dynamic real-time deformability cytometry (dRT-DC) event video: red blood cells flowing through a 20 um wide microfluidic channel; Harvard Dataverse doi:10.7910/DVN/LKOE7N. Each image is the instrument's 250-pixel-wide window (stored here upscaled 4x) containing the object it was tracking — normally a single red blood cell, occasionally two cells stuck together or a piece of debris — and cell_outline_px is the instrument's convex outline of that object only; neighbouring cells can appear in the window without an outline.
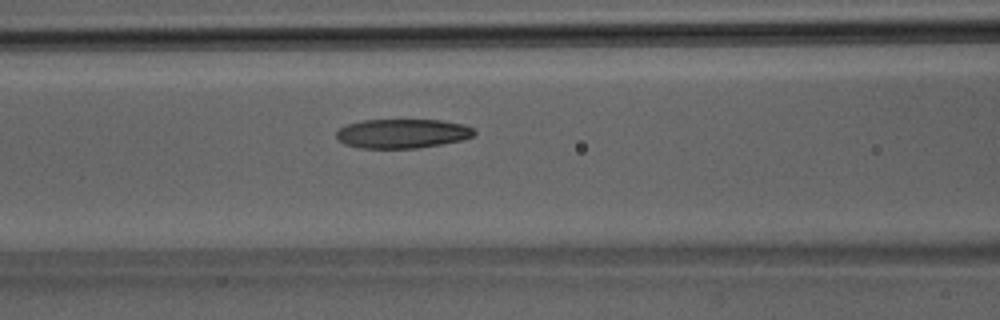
{"species": "Egyptian fruit bat (a non-hibernating species)", "species_latin": "Rousettus aegyptiacus", "temperature_condition": "room temperature", "stored_images_in_passage": 35, "camera_frame_rate_fps": 3000, "um_per_image_px": 0.085, "animal": {"sex": "male"}, "frame": {"image": 1, "passage_image": 12, "time_ms": 3.667, "image_size_px": [1000, 320], "cell_outline_px": [[476, 132], [472, 136], [460, 140], [440, 144], [416, 148], [360, 148], [344, 144], [336, 136], [336, 132], [340, 128], [348, 124], [360, 120], [440, 120], [464, 124], [472, 128]], "centroid_in_image_um": [34.17, 11.34], "position_along_channel_um": 132.4, "area_um2": 23.35}}
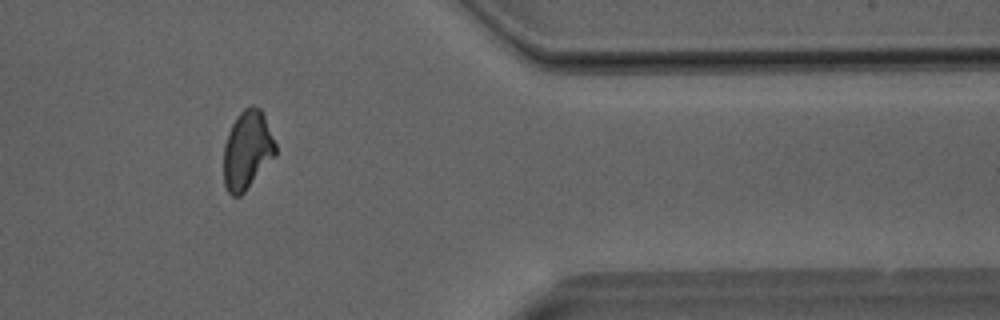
{"frame": {"image": 2, "passage_image": 28, "time_ms": 9.0, "image_size_px": [1000, 320], "cell_outline_px": [[276, 156], [244, 192], [240, 196], [232, 196], [228, 192], [224, 184], [224, 144], [228, 132], [236, 116], [244, 108], [252, 104], [260, 108], [264, 116], [276, 144]], "centroid_in_image_um": [21.01, 12.75], "position_along_channel_um": 390.4, "area_um2": 23.81}}
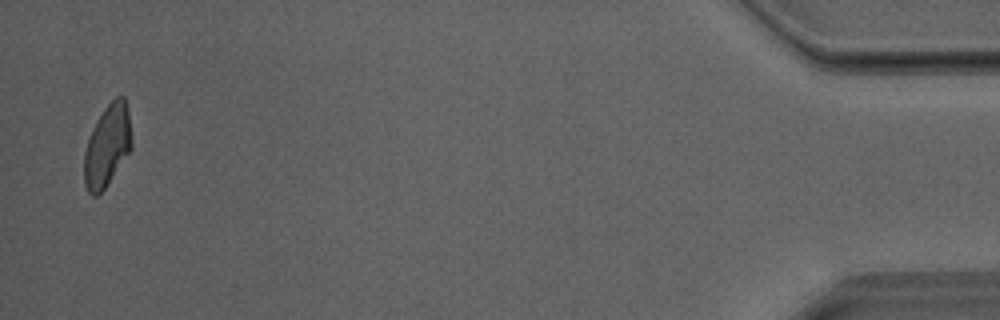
{"frame": {"image": 3, "passage_image": 34, "time_ms": 11.0, "image_size_px": [1000, 320], "cell_outline_px": [[132, 148], [104, 188], [96, 196], [92, 196], [88, 192], [84, 184], [84, 152], [88, 140], [96, 120], [104, 108], [116, 96], [124, 96], [128, 108], [132, 136]], "centroid_in_image_um": [9.12, 12.36], "position_along_channel_um": 426.1, "area_um2": 22.6}}